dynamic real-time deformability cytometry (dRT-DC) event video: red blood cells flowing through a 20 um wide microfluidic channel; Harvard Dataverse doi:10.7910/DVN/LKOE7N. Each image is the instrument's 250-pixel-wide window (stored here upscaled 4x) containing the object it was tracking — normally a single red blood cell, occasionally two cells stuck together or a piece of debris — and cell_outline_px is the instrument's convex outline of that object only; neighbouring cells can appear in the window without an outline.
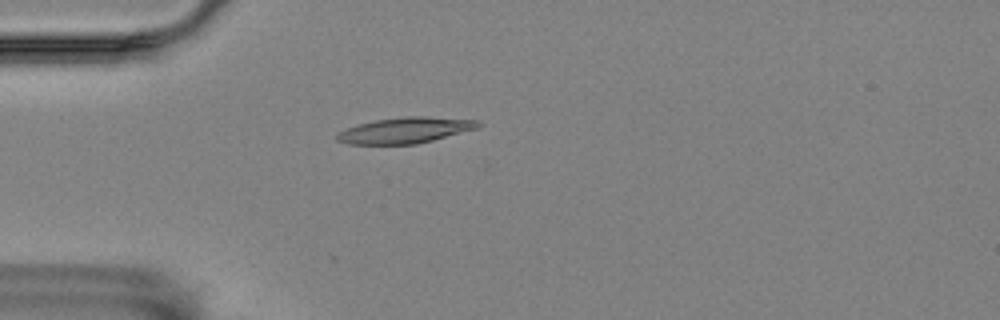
{"species": "Egyptian fruit bat (a non-hibernating species)", "species_latin": "Rousettus aegyptiacus", "temperature_condition": "room temperature", "stored_images_in_passage": 13, "camera_frame_rate_fps": 3000, "um_per_image_px": 0.085, "animal": {"sex": "female"}, "frame": {"image": 1, "passage_image": 1, "time_ms": 0.0, "image_size_px": [1000, 320], "cell_outline_px": [[480, 124], [476, 128], [432, 140], [416, 144], [348, 144], [336, 140], [336, 136], [340, 132], [356, 124], [376, 120], [404, 116], [424, 116], [480, 120]], "centroid_in_image_um": [34.42, 11.07], "position_along_channel_um": 50.6, "area_um2": 21.04}}
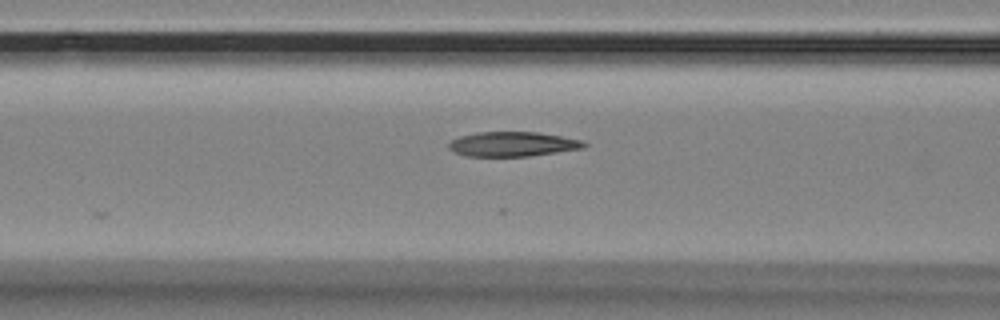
{"frame": {"image": 2, "passage_image": 8, "time_ms": 2.333, "image_size_px": [1000, 320], "cell_outline_px": [[588, 144], [584, 148], [528, 156], [464, 156], [452, 152], [448, 148], [448, 144], [452, 140], [460, 136], [476, 132], [540, 132], [580, 140]], "centroid_in_image_um": [43.53, 12.25], "position_along_channel_um": 123.1, "area_um2": 19.42}}
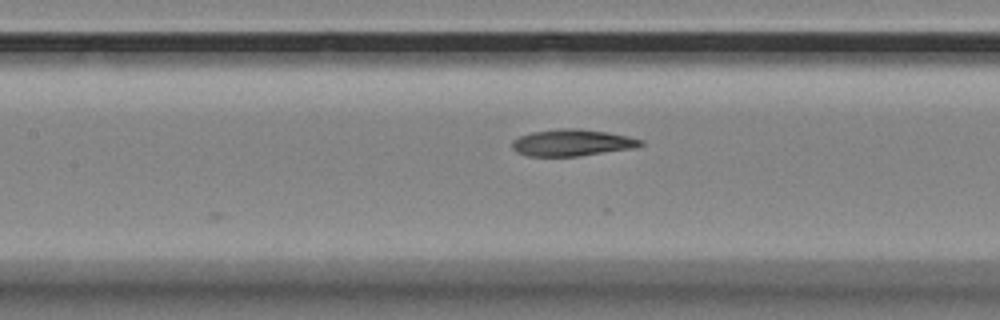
{"frame": {"image": 3, "passage_image": 11, "time_ms": 3.333, "image_size_px": [1000, 320], "cell_outline_px": [[644, 144], [632, 148], [576, 156], [528, 156], [516, 152], [512, 148], [512, 140], [520, 136], [532, 132], [556, 128], [580, 128], [608, 132], [628, 136], [644, 140]], "centroid_in_image_um": [48.61, 12.11], "position_along_channel_um": 158.8, "area_um2": 20.0}}